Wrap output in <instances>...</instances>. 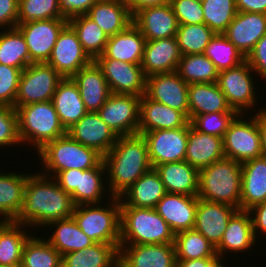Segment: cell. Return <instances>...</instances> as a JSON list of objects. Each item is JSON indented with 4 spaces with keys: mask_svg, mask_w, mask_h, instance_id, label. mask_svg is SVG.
Segmentation results:
<instances>
[{
    "mask_svg": "<svg viewBox=\"0 0 266 267\" xmlns=\"http://www.w3.org/2000/svg\"><path fill=\"white\" fill-rule=\"evenodd\" d=\"M266 201V157L242 163L240 210Z\"/></svg>",
    "mask_w": 266,
    "mask_h": 267,
    "instance_id": "31",
    "label": "cell"
},
{
    "mask_svg": "<svg viewBox=\"0 0 266 267\" xmlns=\"http://www.w3.org/2000/svg\"><path fill=\"white\" fill-rule=\"evenodd\" d=\"M68 19H46L17 24L28 46L32 63H47L53 47Z\"/></svg>",
    "mask_w": 266,
    "mask_h": 267,
    "instance_id": "13",
    "label": "cell"
},
{
    "mask_svg": "<svg viewBox=\"0 0 266 267\" xmlns=\"http://www.w3.org/2000/svg\"><path fill=\"white\" fill-rule=\"evenodd\" d=\"M25 229L26 225L15 221L0 224V267L21 266L25 243L32 236Z\"/></svg>",
    "mask_w": 266,
    "mask_h": 267,
    "instance_id": "39",
    "label": "cell"
},
{
    "mask_svg": "<svg viewBox=\"0 0 266 267\" xmlns=\"http://www.w3.org/2000/svg\"><path fill=\"white\" fill-rule=\"evenodd\" d=\"M46 19H66L58 0H18V24Z\"/></svg>",
    "mask_w": 266,
    "mask_h": 267,
    "instance_id": "48",
    "label": "cell"
},
{
    "mask_svg": "<svg viewBox=\"0 0 266 267\" xmlns=\"http://www.w3.org/2000/svg\"><path fill=\"white\" fill-rule=\"evenodd\" d=\"M28 46L22 33L15 27L1 29L0 32V64L23 70L29 66Z\"/></svg>",
    "mask_w": 266,
    "mask_h": 267,
    "instance_id": "41",
    "label": "cell"
},
{
    "mask_svg": "<svg viewBox=\"0 0 266 267\" xmlns=\"http://www.w3.org/2000/svg\"><path fill=\"white\" fill-rule=\"evenodd\" d=\"M166 193L159 174L152 168L123 192L119 199L121 206L155 208Z\"/></svg>",
    "mask_w": 266,
    "mask_h": 267,
    "instance_id": "33",
    "label": "cell"
},
{
    "mask_svg": "<svg viewBox=\"0 0 266 267\" xmlns=\"http://www.w3.org/2000/svg\"><path fill=\"white\" fill-rule=\"evenodd\" d=\"M242 163L224 157L199 170L198 198L240 210Z\"/></svg>",
    "mask_w": 266,
    "mask_h": 267,
    "instance_id": "3",
    "label": "cell"
},
{
    "mask_svg": "<svg viewBox=\"0 0 266 267\" xmlns=\"http://www.w3.org/2000/svg\"><path fill=\"white\" fill-rule=\"evenodd\" d=\"M239 12L266 14V0H235Z\"/></svg>",
    "mask_w": 266,
    "mask_h": 267,
    "instance_id": "58",
    "label": "cell"
},
{
    "mask_svg": "<svg viewBox=\"0 0 266 267\" xmlns=\"http://www.w3.org/2000/svg\"><path fill=\"white\" fill-rule=\"evenodd\" d=\"M74 207L71 195L53 177L34 172L26 182L23 207L15 222L44 229L50 222L72 217Z\"/></svg>",
    "mask_w": 266,
    "mask_h": 267,
    "instance_id": "1",
    "label": "cell"
},
{
    "mask_svg": "<svg viewBox=\"0 0 266 267\" xmlns=\"http://www.w3.org/2000/svg\"><path fill=\"white\" fill-rule=\"evenodd\" d=\"M246 62L258 77L266 80V34L259 39L247 55Z\"/></svg>",
    "mask_w": 266,
    "mask_h": 267,
    "instance_id": "53",
    "label": "cell"
},
{
    "mask_svg": "<svg viewBox=\"0 0 266 267\" xmlns=\"http://www.w3.org/2000/svg\"><path fill=\"white\" fill-rule=\"evenodd\" d=\"M247 211L251 217L255 239L258 240L257 235H266V201L256 204Z\"/></svg>",
    "mask_w": 266,
    "mask_h": 267,
    "instance_id": "56",
    "label": "cell"
},
{
    "mask_svg": "<svg viewBox=\"0 0 266 267\" xmlns=\"http://www.w3.org/2000/svg\"><path fill=\"white\" fill-rule=\"evenodd\" d=\"M21 143H32L38 152L47 143L67 134L51 101L16 108Z\"/></svg>",
    "mask_w": 266,
    "mask_h": 267,
    "instance_id": "5",
    "label": "cell"
},
{
    "mask_svg": "<svg viewBox=\"0 0 266 267\" xmlns=\"http://www.w3.org/2000/svg\"><path fill=\"white\" fill-rule=\"evenodd\" d=\"M224 263L223 257L216 255L213 258L176 260V267H226Z\"/></svg>",
    "mask_w": 266,
    "mask_h": 267,
    "instance_id": "57",
    "label": "cell"
},
{
    "mask_svg": "<svg viewBox=\"0 0 266 267\" xmlns=\"http://www.w3.org/2000/svg\"><path fill=\"white\" fill-rule=\"evenodd\" d=\"M120 245L95 243L62 256V267H119Z\"/></svg>",
    "mask_w": 266,
    "mask_h": 267,
    "instance_id": "37",
    "label": "cell"
},
{
    "mask_svg": "<svg viewBox=\"0 0 266 267\" xmlns=\"http://www.w3.org/2000/svg\"><path fill=\"white\" fill-rule=\"evenodd\" d=\"M63 79L51 65L31 63L21 72L14 108L51 101Z\"/></svg>",
    "mask_w": 266,
    "mask_h": 267,
    "instance_id": "9",
    "label": "cell"
},
{
    "mask_svg": "<svg viewBox=\"0 0 266 267\" xmlns=\"http://www.w3.org/2000/svg\"><path fill=\"white\" fill-rule=\"evenodd\" d=\"M133 24L146 40L174 37L179 27L170 3L140 9L133 15Z\"/></svg>",
    "mask_w": 266,
    "mask_h": 267,
    "instance_id": "20",
    "label": "cell"
},
{
    "mask_svg": "<svg viewBox=\"0 0 266 267\" xmlns=\"http://www.w3.org/2000/svg\"><path fill=\"white\" fill-rule=\"evenodd\" d=\"M22 70L0 64V105L14 108Z\"/></svg>",
    "mask_w": 266,
    "mask_h": 267,
    "instance_id": "51",
    "label": "cell"
},
{
    "mask_svg": "<svg viewBox=\"0 0 266 267\" xmlns=\"http://www.w3.org/2000/svg\"><path fill=\"white\" fill-rule=\"evenodd\" d=\"M189 120L210 113H237L228 104L217 83H195L188 88Z\"/></svg>",
    "mask_w": 266,
    "mask_h": 267,
    "instance_id": "34",
    "label": "cell"
},
{
    "mask_svg": "<svg viewBox=\"0 0 266 267\" xmlns=\"http://www.w3.org/2000/svg\"><path fill=\"white\" fill-rule=\"evenodd\" d=\"M119 267H176L174 244L120 245Z\"/></svg>",
    "mask_w": 266,
    "mask_h": 267,
    "instance_id": "19",
    "label": "cell"
},
{
    "mask_svg": "<svg viewBox=\"0 0 266 267\" xmlns=\"http://www.w3.org/2000/svg\"><path fill=\"white\" fill-rule=\"evenodd\" d=\"M140 99L133 94L111 93L97 113L118 137L138 134Z\"/></svg>",
    "mask_w": 266,
    "mask_h": 267,
    "instance_id": "12",
    "label": "cell"
},
{
    "mask_svg": "<svg viewBox=\"0 0 266 267\" xmlns=\"http://www.w3.org/2000/svg\"><path fill=\"white\" fill-rule=\"evenodd\" d=\"M92 61L84 51L76 32L67 24L60 32L47 64L63 78H71Z\"/></svg>",
    "mask_w": 266,
    "mask_h": 267,
    "instance_id": "16",
    "label": "cell"
},
{
    "mask_svg": "<svg viewBox=\"0 0 266 267\" xmlns=\"http://www.w3.org/2000/svg\"><path fill=\"white\" fill-rule=\"evenodd\" d=\"M53 233L46 240L63 256L69 252L84 250L95 242L78 226L73 217L50 222ZM53 226V227H52Z\"/></svg>",
    "mask_w": 266,
    "mask_h": 267,
    "instance_id": "38",
    "label": "cell"
},
{
    "mask_svg": "<svg viewBox=\"0 0 266 267\" xmlns=\"http://www.w3.org/2000/svg\"><path fill=\"white\" fill-rule=\"evenodd\" d=\"M251 217L246 210H237L229 219L220 244L216 247L217 255L226 257L229 253L252 251L256 245ZM225 253V254H224ZM227 253V254H226Z\"/></svg>",
    "mask_w": 266,
    "mask_h": 267,
    "instance_id": "27",
    "label": "cell"
},
{
    "mask_svg": "<svg viewBox=\"0 0 266 267\" xmlns=\"http://www.w3.org/2000/svg\"><path fill=\"white\" fill-rule=\"evenodd\" d=\"M52 102L66 130L80 121L88 112L81 99L77 84L71 78H64L58 84Z\"/></svg>",
    "mask_w": 266,
    "mask_h": 267,
    "instance_id": "35",
    "label": "cell"
},
{
    "mask_svg": "<svg viewBox=\"0 0 266 267\" xmlns=\"http://www.w3.org/2000/svg\"><path fill=\"white\" fill-rule=\"evenodd\" d=\"M169 3L179 25L204 23L203 8L200 2L196 0H170Z\"/></svg>",
    "mask_w": 266,
    "mask_h": 267,
    "instance_id": "52",
    "label": "cell"
},
{
    "mask_svg": "<svg viewBox=\"0 0 266 267\" xmlns=\"http://www.w3.org/2000/svg\"><path fill=\"white\" fill-rule=\"evenodd\" d=\"M132 15L144 7L167 4L170 0H124Z\"/></svg>",
    "mask_w": 266,
    "mask_h": 267,
    "instance_id": "60",
    "label": "cell"
},
{
    "mask_svg": "<svg viewBox=\"0 0 266 267\" xmlns=\"http://www.w3.org/2000/svg\"><path fill=\"white\" fill-rule=\"evenodd\" d=\"M167 193L198 196L199 170L184 161L164 163L154 167Z\"/></svg>",
    "mask_w": 266,
    "mask_h": 267,
    "instance_id": "29",
    "label": "cell"
},
{
    "mask_svg": "<svg viewBox=\"0 0 266 267\" xmlns=\"http://www.w3.org/2000/svg\"><path fill=\"white\" fill-rule=\"evenodd\" d=\"M244 115L237 114L223 136L225 157L239 163L263 156L256 117Z\"/></svg>",
    "mask_w": 266,
    "mask_h": 267,
    "instance_id": "10",
    "label": "cell"
},
{
    "mask_svg": "<svg viewBox=\"0 0 266 267\" xmlns=\"http://www.w3.org/2000/svg\"><path fill=\"white\" fill-rule=\"evenodd\" d=\"M71 79L77 84L88 112H97L111 94L103 72L94 60L82 67Z\"/></svg>",
    "mask_w": 266,
    "mask_h": 267,
    "instance_id": "26",
    "label": "cell"
},
{
    "mask_svg": "<svg viewBox=\"0 0 266 267\" xmlns=\"http://www.w3.org/2000/svg\"><path fill=\"white\" fill-rule=\"evenodd\" d=\"M201 5L204 23L215 34H223L237 13L235 0H205Z\"/></svg>",
    "mask_w": 266,
    "mask_h": 267,
    "instance_id": "47",
    "label": "cell"
},
{
    "mask_svg": "<svg viewBox=\"0 0 266 267\" xmlns=\"http://www.w3.org/2000/svg\"><path fill=\"white\" fill-rule=\"evenodd\" d=\"M196 1H198V2L202 3V2H203V1H205V0H196Z\"/></svg>",
    "mask_w": 266,
    "mask_h": 267,
    "instance_id": "61",
    "label": "cell"
},
{
    "mask_svg": "<svg viewBox=\"0 0 266 267\" xmlns=\"http://www.w3.org/2000/svg\"><path fill=\"white\" fill-rule=\"evenodd\" d=\"M17 24L18 0H0V30L15 28Z\"/></svg>",
    "mask_w": 266,
    "mask_h": 267,
    "instance_id": "54",
    "label": "cell"
},
{
    "mask_svg": "<svg viewBox=\"0 0 266 267\" xmlns=\"http://www.w3.org/2000/svg\"><path fill=\"white\" fill-rule=\"evenodd\" d=\"M148 146L152 168L155 166L184 161L188 140V124L178 129H162L142 134Z\"/></svg>",
    "mask_w": 266,
    "mask_h": 267,
    "instance_id": "14",
    "label": "cell"
},
{
    "mask_svg": "<svg viewBox=\"0 0 266 267\" xmlns=\"http://www.w3.org/2000/svg\"><path fill=\"white\" fill-rule=\"evenodd\" d=\"M108 37L126 30L133 23V15L124 1L98 0L86 14Z\"/></svg>",
    "mask_w": 266,
    "mask_h": 267,
    "instance_id": "32",
    "label": "cell"
},
{
    "mask_svg": "<svg viewBox=\"0 0 266 267\" xmlns=\"http://www.w3.org/2000/svg\"><path fill=\"white\" fill-rule=\"evenodd\" d=\"M188 123L189 119L183 112L154 101L146 94L141 96L138 134L154 130L178 129Z\"/></svg>",
    "mask_w": 266,
    "mask_h": 267,
    "instance_id": "24",
    "label": "cell"
},
{
    "mask_svg": "<svg viewBox=\"0 0 266 267\" xmlns=\"http://www.w3.org/2000/svg\"><path fill=\"white\" fill-rule=\"evenodd\" d=\"M97 1L98 0H58L66 19L87 14L91 6Z\"/></svg>",
    "mask_w": 266,
    "mask_h": 267,
    "instance_id": "55",
    "label": "cell"
},
{
    "mask_svg": "<svg viewBox=\"0 0 266 267\" xmlns=\"http://www.w3.org/2000/svg\"><path fill=\"white\" fill-rule=\"evenodd\" d=\"M265 34L266 14L239 11L223 33L245 58Z\"/></svg>",
    "mask_w": 266,
    "mask_h": 267,
    "instance_id": "22",
    "label": "cell"
},
{
    "mask_svg": "<svg viewBox=\"0 0 266 267\" xmlns=\"http://www.w3.org/2000/svg\"><path fill=\"white\" fill-rule=\"evenodd\" d=\"M220 72L239 66L246 58L223 34H215L204 53Z\"/></svg>",
    "mask_w": 266,
    "mask_h": 267,
    "instance_id": "46",
    "label": "cell"
},
{
    "mask_svg": "<svg viewBox=\"0 0 266 267\" xmlns=\"http://www.w3.org/2000/svg\"><path fill=\"white\" fill-rule=\"evenodd\" d=\"M197 209V196L166 193L155 210L176 234L193 229Z\"/></svg>",
    "mask_w": 266,
    "mask_h": 267,
    "instance_id": "25",
    "label": "cell"
},
{
    "mask_svg": "<svg viewBox=\"0 0 266 267\" xmlns=\"http://www.w3.org/2000/svg\"><path fill=\"white\" fill-rule=\"evenodd\" d=\"M101 68L111 93L143 96L146 93V76L139 64L111 58L94 60Z\"/></svg>",
    "mask_w": 266,
    "mask_h": 267,
    "instance_id": "15",
    "label": "cell"
},
{
    "mask_svg": "<svg viewBox=\"0 0 266 267\" xmlns=\"http://www.w3.org/2000/svg\"><path fill=\"white\" fill-rule=\"evenodd\" d=\"M107 201H109L107 206L101 204L75 206L72 217L95 243L120 245V199L109 195Z\"/></svg>",
    "mask_w": 266,
    "mask_h": 267,
    "instance_id": "7",
    "label": "cell"
},
{
    "mask_svg": "<svg viewBox=\"0 0 266 267\" xmlns=\"http://www.w3.org/2000/svg\"><path fill=\"white\" fill-rule=\"evenodd\" d=\"M21 267H62V255L44 237L34 235L25 243Z\"/></svg>",
    "mask_w": 266,
    "mask_h": 267,
    "instance_id": "44",
    "label": "cell"
},
{
    "mask_svg": "<svg viewBox=\"0 0 266 267\" xmlns=\"http://www.w3.org/2000/svg\"><path fill=\"white\" fill-rule=\"evenodd\" d=\"M174 238L155 208L121 206L120 245L174 244Z\"/></svg>",
    "mask_w": 266,
    "mask_h": 267,
    "instance_id": "4",
    "label": "cell"
},
{
    "mask_svg": "<svg viewBox=\"0 0 266 267\" xmlns=\"http://www.w3.org/2000/svg\"><path fill=\"white\" fill-rule=\"evenodd\" d=\"M146 38L132 23L126 30L109 37L104 52L97 58H111L141 65Z\"/></svg>",
    "mask_w": 266,
    "mask_h": 267,
    "instance_id": "30",
    "label": "cell"
},
{
    "mask_svg": "<svg viewBox=\"0 0 266 267\" xmlns=\"http://www.w3.org/2000/svg\"><path fill=\"white\" fill-rule=\"evenodd\" d=\"M28 174L2 172L0 169V216L3 221H15L21 213Z\"/></svg>",
    "mask_w": 266,
    "mask_h": 267,
    "instance_id": "36",
    "label": "cell"
},
{
    "mask_svg": "<svg viewBox=\"0 0 266 267\" xmlns=\"http://www.w3.org/2000/svg\"><path fill=\"white\" fill-rule=\"evenodd\" d=\"M176 260L213 258L216 248L197 230L189 229L175 234Z\"/></svg>",
    "mask_w": 266,
    "mask_h": 267,
    "instance_id": "43",
    "label": "cell"
},
{
    "mask_svg": "<svg viewBox=\"0 0 266 267\" xmlns=\"http://www.w3.org/2000/svg\"><path fill=\"white\" fill-rule=\"evenodd\" d=\"M258 109L259 111H255L254 116L256 117L258 131L260 135L262 154L266 157V107H264V109L262 107Z\"/></svg>",
    "mask_w": 266,
    "mask_h": 267,
    "instance_id": "59",
    "label": "cell"
},
{
    "mask_svg": "<svg viewBox=\"0 0 266 267\" xmlns=\"http://www.w3.org/2000/svg\"><path fill=\"white\" fill-rule=\"evenodd\" d=\"M237 210L226 204L210 202L197 197L194 229L216 248L223 238L229 219Z\"/></svg>",
    "mask_w": 266,
    "mask_h": 267,
    "instance_id": "21",
    "label": "cell"
},
{
    "mask_svg": "<svg viewBox=\"0 0 266 267\" xmlns=\"http://www.w3.org/2000/svg\"><path fill=\"white\" fill-rule=\"evenodd\" d=\"M105 174L106 167L102 160L96 167L88 170L68 169L61 171L54 179L66 193L71 195L75 206L102 204V198L110 195L106 189L105 183L107 181L104 178H107V175Z\"/></svg>",
    "mask_w": 266,
    "mask_h": 267,
    "instance_id": "8",
    "label": "cell"
},
{
    "mask_svg": "<svg viewBox=\"0 0 266 267\" xmlns=\"http://www.w3.org/2000/svg\"><path fill=\"white\" fill-rule=\"evenodd\" d=\"M215 33L205 24L179 25L176 38L182 55L203 54Z\"/></svg>",
    "mask_w": 266,
    "mask_h": 267,
    "instance_id": "45",
    "label": "cell"
},
{
    "mask_svg": "<svg viewBox=\"0 0 266 267\" xmlns=\"http://www.w3.org/2000/svg\"><path fill=\"white\" fill-rule=\"evenodd\" d=\"M103 161L108 175L107 189L112 197H119L152 169L148 146L141 134L118 137Z\"/></svg>",
    "mask_w": 266,
    "mask_h": 267,
    "instance_id": "2",
    "label": "cell"
},
{
    "mask_svg": "<svg viewBox=\"0 0 266 267\" xmlns=\"http://www.w3.org/2000/svg\"><path fill=\"white\" fill-rule=\"evenodd\" d=\"M225 157L223 138L204 134L188 123L185 161L198 170Z\"/></svg>",
    "mask_w": 266,
    "mask_h": 267,
    "instance_id": "28",
    "label": "cell"
},
{
    "mask_svg": "<svg viewBox=\"0 0 266 267\" xmlns=\"http://www.w3.org/2000/svg\"><path fill=\"white\" fill-rule=\"evenodd\" d=\"M251 66L244 61L237 67L222 70L218 73L217 84L219 89L226 96L228 104L238 114H245V111L256 108L257 91L253 75L255 73Z\"/></svg>",
    "mask_w": 266,
    "mask_h": 267,
    "instance_id": "11",
    "label": "cell"
},
{
    "mask_svg": "<svg viewBox=\"0 0 266 267\" xmlns=\"http://www.w3.org/2000/svg\"><path fill=\"white\" fill-rule=\"evenodd\" d=\"M37 154L44 170V173L39 172L53 178L68 169L94 168L103 160L96 150L75 141L68 134L47 143Z\"/></svg>",
    "mask_w": 266,
    "mask_h": 267,
    "instance_id": "6",
    "label": "cell"
},
{
    "mask_svg": "<svg viewBox=\"0 0 266 267\" xmlns=\"http://www.w3.org/2000/svg\"><path fill=\"white\" fill-rule=\"evenodd\" d=\"M177 74L186 83H216L219 71L214 63L203 54L182 55Z\"/></svg>",
    "mask_w": 266,
    "mask_h": 267,
    "instance_id": "42",
    "label": "cell"
},
{
    "mask_svg": "<svg viewBox=\"0 0 266 267\" xmlns=\"http://www.w3.org/2000/svg\"><path fill=\"white\" fill-rule=\"evenodd\" d=\"M189 84L176 71L146 77V95L170 108L183 112L189 119Z\"/></svg>",
    "mask_w": 266,
    "mask_h": 267,
    "instance_id": "17",
    "label": "cell"
},
{
    "mask_svg": "<svg viewBox=\"0 0 266 267\" xmlns=\"http://www.w3.org/2000/svg\"><path fill=\"white\" fill-rule=\"evenodd\" d=\"M16 144H21L17 111L11 106L0 105V149Z\"/></svg>",
    "mask_w": 266,
    "mask_h": 267,
    "instance_id": "50",
    "label": "cell"
},
{
    "mask_svg": "<svg viewBox=\"0 0 266 267\" xmlns=\"http://www.w3.org/2000/svg\"><path fill=\"white\" fill-rule=\"evenodd\" d=\"M238 113H210L193 116L190 125L201 133L223 138L229 124Z\"/></svg>",
    "mask_w": 266,
    "mask_h": 267,
    "instance_id": "49",
    "label": "cell"
},
{
    "mask_svg": "<svg viewBox=\"0 0 266 267\" xmlns=\"http://www.w3.org/2000/svg\"><path fill=\"white\" fill-rule=\"evenodd\" d=\"M68 24L76 32L84 51L92 60L102 55L109 37L96 22L85 14L68 19Z\"/></svg>",
    "mask_w": 266,
    "mask_h": 267,
    "instance_id": "40",
    "label": "cell"
},
{
    "mask_svg": "<svg viewBox=\"0 0 266 267\" xmlns=\"http://www.w3.org/2000/svg\"><path fill=\"white\" fill-rule=\"evenodd\" d=\"M67 134L84 146L96 150L103 157L118 139L97 112H87L80 121L67 130Z\"/></svg>",
    "mask_w": 266,
    "mask_h": 267,
    "instance_id": "18",
    "label": "cell"
},
{
    "mask_svg": "<svg viewBox=\"0 0 266 267\" xmlns=\"http://www.w3.org/2000/svg\"><path fill=\"white\" fill-rule=\"evenodd\" d=\"M181 56L176 36L146 40L141 61L144 75L147 77L152 74L176 71Z\"/></svg>",
    "mask_w": 266,
    "mask_h": 267,
    "instance_id": "23",
    "label": "cell"
}]
</instances>
